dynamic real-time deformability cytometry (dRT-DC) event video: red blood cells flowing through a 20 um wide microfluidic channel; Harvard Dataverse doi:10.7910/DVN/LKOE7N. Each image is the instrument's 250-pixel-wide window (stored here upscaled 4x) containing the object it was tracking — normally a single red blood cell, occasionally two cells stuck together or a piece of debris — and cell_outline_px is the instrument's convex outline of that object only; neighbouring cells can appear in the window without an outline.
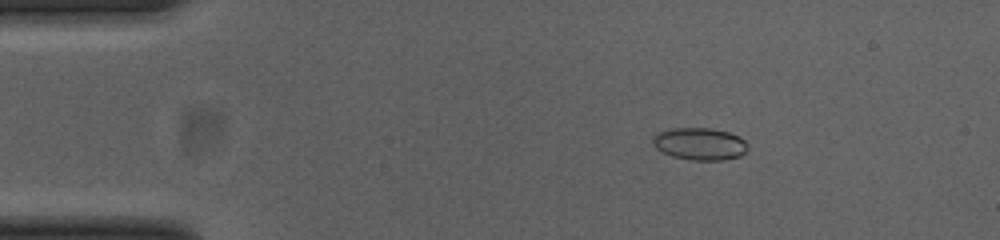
{"species": "common noctule bat (a hibernating species)", "species_latin": "Nyctalus noctula", "temperature_condition": "cold", "stored_images_in_passage": 52, "camera_frame_rate_fps": 3000, "um_per_image_px": 0.085, "animal": {"sex": "female", "body_mass_g": 23.0, "forearm_length_mm": 53.4}, "frame": {"image": 1, "passage_image": 8, "time_ms": 2.333, "image_size_px": [1000, 240], "cell_outline_px": [[748, 148], [740, 156], [724, 160], [692, 160], [672, 156], [656, 148], [652, 144], [652, 140], [660, 132], [672, 128], [712, 128], [728, 132], [740, 136], [748, 144]], "centroid_in_image_um": [59.52, 12.23], "position_along_channel_um": 25.5, "area_um2": 17.8}}
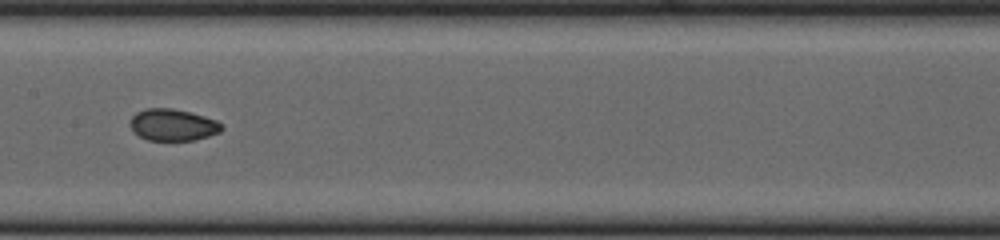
{"frame": {"image": 2, "passage_image": 26, "time_ms": 8.333, "image_size_px": [1000, 240], "cell_outline_px": [[224, 128], [220, 132], [196, 140], [148, 140], [140, 136], [132, 128], [132, 116], [136, 112], [144, 108], [172, 108], [204, 116], [216, 120]], "centroid_in_image_um": [14.71, 10.61], "position_along_channel_um": 192.7, "area_um2": 16.7}}
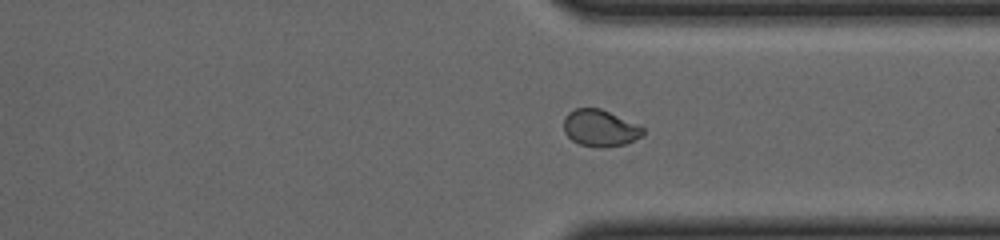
{"frame": {"image": 3, "passage_image": 39, "time_ms": 12.667, "image_size_px": [1000, 240], "cell_outline_px": [[644, 132], [640, 136], [624, 144], [604, 148], [600, 148], [580, 144], [572, 140], [564, 132], [564, 116], [568, 112], [576, 108], [600, 108], [644, 128]], "centroid_in_image_um": [50.95, 10.89], "position_along_channel_um": 360.4, "area_um2": 16.7}, "authors_computed_cell_mechanics": {"area_um2": 17.1955, "velocity_mm_per_s": 3.8681, "shape_relaxation_time_tau1_ms": 9.3465, "shape_relaxation_time_tau2_ms": 1.5044, "deformation_change_tau1": 0.2121, "deformation_change_tau2": 0.0342}}